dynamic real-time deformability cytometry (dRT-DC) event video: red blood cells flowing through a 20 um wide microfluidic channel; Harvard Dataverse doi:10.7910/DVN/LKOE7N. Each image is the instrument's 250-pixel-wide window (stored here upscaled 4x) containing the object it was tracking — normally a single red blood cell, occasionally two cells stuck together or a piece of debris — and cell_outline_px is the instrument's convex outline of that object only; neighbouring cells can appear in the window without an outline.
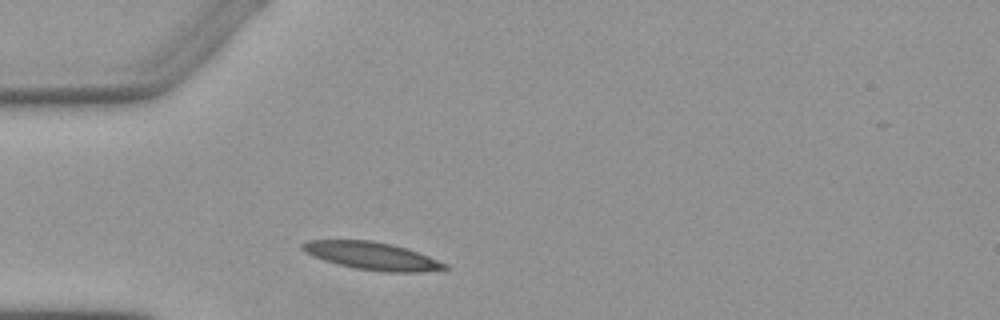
{"species": "Egyptian fruit bat (a non-hibernating species)", "species_latin": "Rousettus aegyptiacus", "temperature_condition": "warm", "stored_images_in_passage": 2, "camera_frame_rate_fps": 3000, "um_per_image_px": 0.085, "animal": {"sex": "female"}, "frame": {"image": 1, "passage_image": 1, "time_ms": 0.0, "image_size_px": [1000, 320], "cell_outline_px": [[452, 268], [424, 272], [384, 272], [356, 268], [336, 264], [312, 256], [304, 252], [300, 248], [300, 244], [308, 240], [372, 240], [392, 244], [428, 256], [448, 264]], "centroid_in_image_um": [31.61, 21.75], "position_along_channel_um": 53.4, "area_um2": 23.06}}